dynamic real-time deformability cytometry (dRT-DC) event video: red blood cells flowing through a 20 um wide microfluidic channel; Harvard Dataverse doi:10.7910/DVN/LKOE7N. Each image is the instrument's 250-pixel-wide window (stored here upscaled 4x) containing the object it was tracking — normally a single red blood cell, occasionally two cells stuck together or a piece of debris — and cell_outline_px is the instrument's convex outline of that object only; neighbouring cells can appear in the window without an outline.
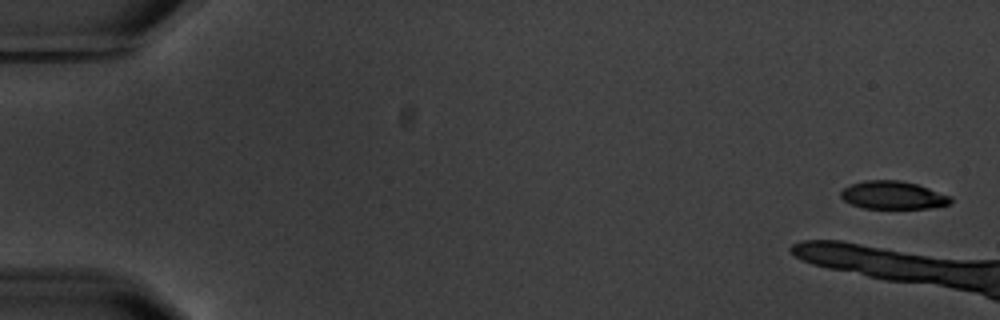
{"species": "common noctule bat (a hibernating species)", "species_latin": "Nyctalus noctula", "temperature_condition": "warm", "stored_images_in_passage": 5, "camera_frame_rate_fps": 3000, "um_per_image_px": 0.085, "animal": {"sex": "male", "body_mass_g": 20.1, "forearm_length_mm": 53.5}, "frame": {"image": 1, "passage_image": 1, "time_ms": 0.0, "image_size_px": [1000, 320], "cell_outline_px": [[952, 200], [948, 204], [932, 208], [864, 208], [852, 204], [844, 200], [840, 196], [840, 192], [844, 188], [852, 184], [864, 180], [900, 180], [916, 184], [952, 196]], "centroid_in_image_um": [75.91, 16.59], "position_along_channel_um": 9.1, "area_um2": 17.8}}